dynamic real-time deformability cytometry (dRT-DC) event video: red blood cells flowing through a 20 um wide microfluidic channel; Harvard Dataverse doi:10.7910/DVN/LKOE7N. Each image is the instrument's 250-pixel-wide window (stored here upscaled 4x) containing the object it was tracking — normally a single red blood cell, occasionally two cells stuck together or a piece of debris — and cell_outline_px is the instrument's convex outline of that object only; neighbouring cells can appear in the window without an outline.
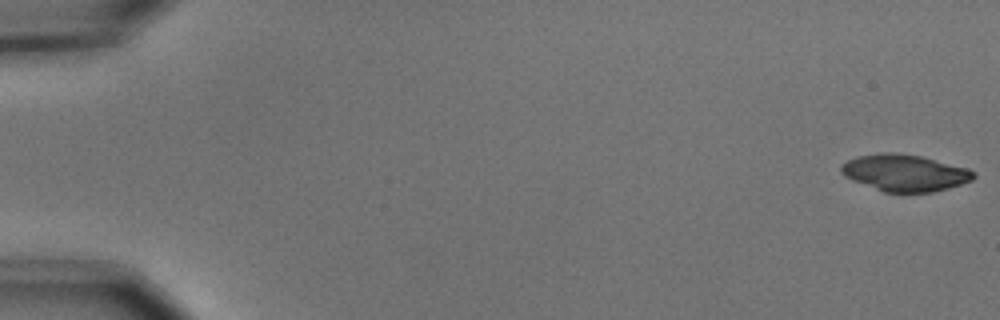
{"species": "common noctule bat (a hibernating species)", "species_latin": "Nyctalus noctula", "temperature_condition": "cold", "stored_images_in_passage": 54, "camera_frame_rate_fps": 3000, "um_per_image_px": 0.085, "animal": {"sex": "male", "body_mass_g": 15.6}, "frame": {"image": 1, "passage_image": 1, "time_ms": 0.0, "image_size_px": [1000, 320], "cell_outline_px": [[976, 176], [972, 180], [948, 188], [932, 192], [884, 192], [852, 180], [844, 176], [840, 172], [840, 164], [856, 156], [880, 152], [896, 152], [920, 156], [968, 168], [976, 172]], "centroid_in_image_um": [76.88, 14.68], "position_along_channel_um": 8.1, "area_um2": 28.44}}
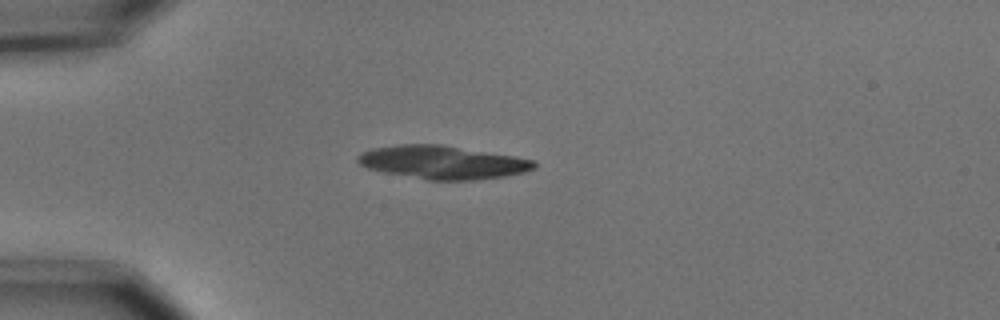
{"frame": {"image": 2, "passage_image": 15, "time_ms": 4.667, "image_size_px": [1000, 320], "cell_outline_px": [[536, 168], [524, 172], [504, 176], [472, 180], [428, 180], [384, 172], [368, 168], [360, 164], [356, 160], [356, 156], [360, 152], [372, 148], [400, 144], [444, 144], [516, 156], [536, 160]], "centroid_in_image_um": [37.63, 13.78], "position_along_channel_um": 47.4, "area_um2": 34.51}}